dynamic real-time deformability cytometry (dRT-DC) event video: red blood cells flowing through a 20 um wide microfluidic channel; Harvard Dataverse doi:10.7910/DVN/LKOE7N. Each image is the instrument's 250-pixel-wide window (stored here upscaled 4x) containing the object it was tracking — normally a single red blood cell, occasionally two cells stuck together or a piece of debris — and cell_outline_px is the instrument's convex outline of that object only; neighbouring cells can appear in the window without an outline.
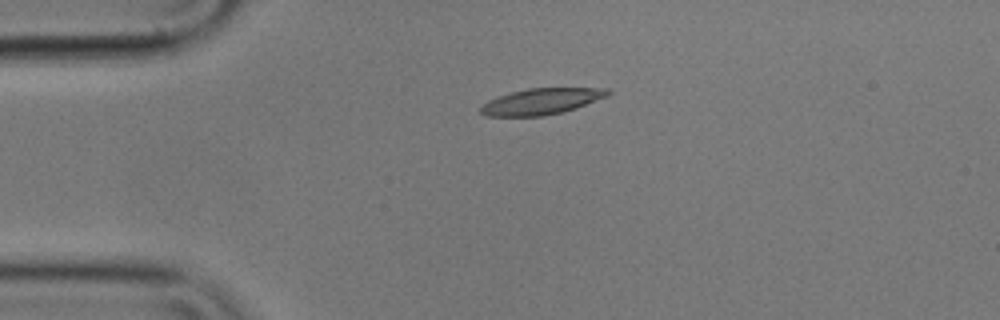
{"species": "common noctule bat (a hibernating species)", "species_latin": "Nyctalus noctula", "temperature_condition": "cold", "stored_images_in_passage": 4, "camera_frame_rate_fps": 3000, "um_per_image_px": 0.085, "animal": {"sex": "male", "body_mass_g": 17.9}, "frame": {"image": 1, "passage_image": 3, "time_ms": 0.667, "image_size_px": [1000, 320], "cell_outline_px": [[612, 92], [608, 96], [576, 108], [564, 112], [544, 116], [484, 116], [480, 112], [480, 108], [488, 100], [496, 96], [528, 88], [608, 88]], "centroid_in_image_um": [46.03, 8.62], "position_along_channel_um": 39.0, "area_um2": 19.48}}